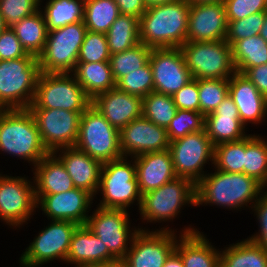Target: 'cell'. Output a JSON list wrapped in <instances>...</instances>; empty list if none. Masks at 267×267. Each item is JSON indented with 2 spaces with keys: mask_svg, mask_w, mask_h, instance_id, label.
<instances>
[{
  "mask_svg": "<svg viewBox=\"0 0 267 267\" xmlns=\"http://www.w3.org/2000/svg\"><path fill=\"white\" fill-rule=\"evenodd\" d=\"M96 267H130L124 258H116Z\"/></svg>",
  "mask_w": 267,
  "mask_h": 267,
  "instance_id": "cell-53",
  "label": "cell"
},
{
  "mask_svg": "<svg viewBox=\"0 0 267 267\" xmlns=\"http://www.w3.org/2000/svg\"><path fill=\"white\" fill-rule=\"evenodd\" d=\"M116 87L128 94L137 95L141 98L154 91L152 67L148 62L144 67L122 77Z\"/></svg>",
  "mask_w": 267,
  "mask_h": 267,
  "instance_id": "cell-43",
  "label": "cell"
},
{
  "mask_svg": "<svg viewBox=\"0 0 267 267\" xmlns=\"http://www.w3.org/2000/svg\"><path fill=\"white\" fill-rule=\"evenodd\" d=\"M220 251V267H267V252L252 240L244 239Z\"/></svg>",
  "mask_w": 267,
  "mask_h": 267,
  "instance_id": "cell-31",
  "label": "cell"
},
{
  "mask_svg": "<svg viewBox=\"0 0 267 267\" xmlns=\"http://www.w3.org/2000/svg\"><path fill=\"white\" fill-rule=\"evenodd\" d=\"M228 20L224 2L190 4L187 42H213L226 39Z\"/></svg>",
  "mask_w": 267,
  "mask_h": 267,
  "instance_id": "cell-19",
  "label": "cell"
},
{
  "mask_svg": "<svg viewBox=\"0 0 267 267\" xmlns=\"http://www.w3.org/2000/svg\"><path fill=\"white\" fill-rule=\"evenodd\" d=\"M177 0H143L146 8L162 5V4H167L171 2H175Z\"/></svg>",
  "mask_w": 267,
  "mask_h": 267,
  "instance_id": "cell-54",
  "label": "cell"
},
{
  "mask_svg": "<svg viewBox=\"0 0 267 267\" xmlns=\"http://www.w3.org/2000/svg\"><path fill=\"white\" fill-rule=\"evenodd\" d=\"M35 197L36 208H41L49 220L70 221L78 225H86L94 200L90 193L79 188L58 194H35Z\"/></svg>",
  "mask_w": 267,
  "mask_h": 267,
  "instance_id": "cell-18",
  "label": "cell"
},
{
  "mask_svg": "<svg viewBox=\"0 0 267 267\" xmlns=\"http://www.w3.org/2000/svg\"><path fill=\"white\" fill-rule=\"evenodd\" d=\"M190 4L203 3V2H224L225 0H187Z\"/></svg>",
  "mask_w": 267,
  "mask_h": 267,
  "instance_id": "cell-56",
  "label": "cell"
},
{
  "mask_svg": "<svg viewBox=\"0 0 267 267\" xmlns=\"http://www.w3.org/2000/svg\"><path fill=\"white\" fill-rule=\"evenodd\" d=\"M231 48L233 63L238 73L267 63V42L260 35L238 40Z\"/></svg>",
  "mask_w": 267,
  "mask_h": 267,
  "instance_id": "cell-34",
  "label": "cell"
},
{
  "mask_svg": "<svg viewBox=\"0 0 267 267\" xmlns=\"http://www.w3.org/2000/svg\"><path fill=\"white\" fill-rule=\"evenodd\" d=\"M86 32L87 28L83 21L48 30L44 49L37 57L40 71L72 73Z\"/></svg>",
  "mask_w": 267,
  "mask_h": 267,
  "instance_id": "cell-7",
  "label": "cell"
},
{
  "mask_svg": "<svg viewBox=\"0 0 267 267\" xmlns=\"http://www.w3.org/2000/svg\"><path fill=\"white\" fill-rule=\"evenodd\" d=\"M32 184L26 177L0 174V219L11 228L26 224L36 210Z\"/></svg>",
  "mask_w": 267,
  "mask_h": 267,
  "instance_id": "cell-14",
  "label": "cell"
},
{
  "mask_svg": "<svg viewBox=\"0 0 267 267\" xmlns=\"http://www.w3.org/2000/svg\"><path fill=\"white\" fill-rule=\"evenodd\" d=\"M53 154L58 156L57 158L64 165L75 188L83 189L93 197L98 194L102 168V163L99 160L75 147L61 148L54 151Z\"/></svg>",
  "mask_w": 267,
  "mask_h": 267,
  "instance_id": "cell-23",
  "label": "cell"
},
{
  "mask_svg": "<svg viewBox=\"0 0 267 267\" xmlns=\"http://www.w3.org/2000/svg\"><path fill=\"white\" fill-rule=\"evenodd\" d=\"M110 57L105 33L87 30L80 47L77 63L109 61Z\"/></svg>",
  "mask_w": 267,
  "mask_h": 267,
  "instance_id": "cell-42",
  "label": "cell"
},
{
  "mask_svg": "<svg viewBox=\"0 0 267 267\" xmlns=\"http://www.w3.org/2000/svg\"><path fill=\"white\" fill-rule=\"evenodd\" d=\"M152 49L143 43L111 55L109 63L116 83L129 73L144 67L149 62Z\"/></svg>",
  "mask_w": 267,
  "mask_h": 267,
  "instance_id": "cell-37",
  "label": "cell"
},
{
  "mask_svg": "<svg viewBox=\"0 0 267 267\" xmlns=\"http://www.w3.org/2000/svg\"><path fill=\"white\" fill-rule=\"evenodd\" d=\"M200 113L204 116L214 112L229 95L228 79H198Z\"/></svg>",
  "mask_w": 267,
  "mask_h": 267,
  "instance_id": "cell-40",
  "label": "cell"
},
{
  "mask_svg": "<svg viewBox=\"0 0 267 267\" xmlns=\"http://www.w3.org/2000/svg\"><path fill=\"white\" fill-rule=\"evenodd\" d=\"M184 228L180 231L175 247L184 267H220L219 249L213 247L209 239L196 228Z\"/></svg>",
  "mask_w": 267,
  "mask_h": 267,
  "instance_id": "cell-27",
  "label": "cell"
},
{
  "mask_svg": "<svg viewBox=\"0 0 267 267\" xmlns=\"http://www.w3.org/2000/svg\"><path fill=\"white\" fill-rule=\"evenodd\" d=\"M190 3L187 0L148 8L139 18L140 43L153 48H180L187 39Z\"/></svg>",
  "mask_w": 267,
  "mask_h": 267,
  "instance_id": "cell-2",
  "label": "cell"
},
{
  "mask_svg": "<svg viewBox=\"0 0 267 267\" xmlns=\"http://www.w3.org/2000/svg\"><path fill=\"white\" fill-rule=\"evenodd\" d=\"M263 138L255 134L244 138L243 173L256 179L267 190V141Z\"/></svg>",
  "mask_w": 267,
  "mask_h": 267,
  "instance_id": "cell-33",
  "label": "cell"
},
{
  "mask_svg": "<svg viewBox=\"0 0 267 267\" xmlns=\"http://www.w3.org/2000/svg\"><path fill=\"white\" fill-rule=\"evenodd\" d=\"M116 258L87 225H78L71 237L66 262L75 267H96Z\"/></svg>",
  "mask_w": 267,
  "mask_h": 267,
  "instance_id": "cell-26",
  "label": "cell"
},
{
  "mask_svg": "<svg viewBox=\"0 0 267 267\" xmlns=\"http://www.w3.org/2000/svg\"><path fill=\"white\" fill-rule=\"evenodd\" d=\"M11 29L15 32L26 52L38 57L44 49L48 35L47 25L41 10L39 9L14 23Z\"/></svg>",
  "mask_w": 267,
  "mask_h": 267,
  "instance_id": "cell-30",
  "label": "cell"
},
{
  "mask_svg": "<svg viewBox=\"0 0 267 267\" xmlns=\"http://www.w3.org/2000/svg\"><path fill=\"white\" fill-rule=\"evenodd\" d=\"M92 100L72 73L41 72L29 109H63L84 112Z\"/></svg>",
  "mask_w": 267,
  "mask_h": 267,
  "instance_id": "cell-6",
  "label": "cell"
},
{
  "mask_svg": "<svg viewBox=\"0 0 267 267\" xmlns=\"http://www.w3.org/2000/svg\"><path fill=\"white\" fill-rule=\"evenodd\" d=\"M130 159L132 160L121 157L102 164L98 192L103 195L99 207L129 210L131 204L137 200L140 208L142 194L136 177L134 158Z\"/></svg>",
  "mask_w": 267,
  "mask_h": 267,
  "instance_id": "cell-5",
  "label": "cell"
},
{
  "mask_svg": "<svg viewBox=\"0 0 267 267\" xmlns=\"http://www.w3.org/2000/svg\"><path fill=\"white\" fill-rule=\"evenodd\" d=\"M176 111L171 95L152 91L142 98V116L160 127L167 128Z\"/></svg>",
  "mask_w": 267,
  "mask_h": 267,
  "instance_id": "cell-38",
  "label": "cell"
},
{
  "mask_svg": "<svg viewBox=\"0 0 267 267\" xmlns=\"http://www.w3.org/2000/svg\"><path fill=\"white\" fill-rule=\"evenodd\" d=\"M77 226L70 221L51 220L21 254L20 267H39L56 259L65 262Z\"/></svg>",
  "mask_w": 267,
  "mask_h": 267,
  "instance_id": "cell-12",
  "label": "cell"
},
{
  "mask_svg": "<svg viewBox=\"0 0 267 267\" xmlns=\"http://www.w3.org/2000/svg\"><path fill=\"white\" fill-rule=\"evenodd\" d=\"M74 147L102 164L123 157L119 146V130L92 104L81 114Z\"/></svg>",
  "mask_w": 267,
  "mask_h": 267,
  "instance_id": "cell-9",
  "label": "cell"
},
{
  "mask_svg": "<svg viewBox=\"0 0 267 267\" xmlns=\"http://www.w3.org/2000/svg\"><path fill=\"white\" fill-rule=\"evenodd\" d=\"M266 11L251 14L239 20H228L226 41L232 46L236 41L260 34Z\"/></svg>",
  "mask_w": 267,
  "mask_h": 267,
  "instance_id": "cell-44",
  "label": "cell"
},
{
  "mask_svg": "<svg viewBox=\"0 0 267 267\" xmlns=\"http://www.w3.org/2000/svg\"><path fill=\"white\" fill-rule=\"evenodd\" d=\"M85 0H49L43 7L47 29L54 30L83 21Z\"/></svg>",
  "mask_w": 267,
  "mask_h": 267,
  "instance_id": "cell-35",
  "label": "cell"
},
{
  "mask_svg": "<svg viewBox=\"0 0 267 267\" xmlns=\"http://www.w3.org/2000/svg\"><path fill=\"white\" fill-rule=\"evenodd\" d=\"M177 109L200 112L198 79H192L172 95Z\"/></svg>",
  "mask_w": 267,
  "mask_h": 267,
  "instance_id": "cell-47",
  "label": "cell"
},
{
  "mask_svg": "<svg viewBox=\"0 0 267 267\" xmlns=\"http://www.w3.org/2000/svg\"><path fill=\"white\" fill-rule=\"evenodd\" d=\"M163 267H184L181 256L174 250L166 259Z\"/></svg>",
  "mask_w": 267,
  "mask_h": 267,
  "instance_id": "cell-52",
  "label": "cell"
},
{
  "mask_svg": "<svg viewBox=\"0 0 267 267\" xmlns=\"http://www.w3.org/2000/svg\"><path fill=\"white\" fill-rule=\"evenodd\" d=\"M133 158L139 190L142 195L177 177L169 149L147 152Z\"/></svg>",
  "mask_w": 267,
  "mask_h": 267,
  "instance_id": "cell-25",
  "label": "cell"
},
{
  "mask_svg": "<svg viewBox=\"0 0 267 267\" xmlns=\"http://www.w3.org/2000/svg\"><path fill=\"white\" fill-rule=\"evenodd\" d=\"M125 209L97 207L92 215L90 214L86 225L101 239L115 258H125L128 246L133 240L139 228H131L130 214ZM130 228L132 230H130ZM134 231V232H133ZM129 243V245H128Z\"/></svg>",
  "mask_w": 267,
  "mask_h": 267,
  "instance_id": "cell-13",
  "label": "cell"
},
{
  "mask_svg": "<svg viewBox=\"0 0 267 267\" xmlns=\"http://www.w3.org/2000/svg\"><path fill=\"white\" fill-rule=\"evenodd\" d=\"M29 110L37 123L42 143L49 153L75 146L83 112H71L63 109Z\"/></svg>",
  "mask_w": 267,
  "mask_h": 267,
  "instance_id": "cell-16",
  "label": "cell"
},
{
  "mask_svg": "<svg viewBox=\"0 0 267 267\" xmlns=\"http://www.w3.org/2000/svg\"><path fill=\"white\" fill-rule=\"evenodd\" d=\"M111 55L131 49L140 43L139 19L120 14L105 33Z\"/></svg>",
  "mask_w": 267,
  "mask_h": 267,
  "instance_id": "cell-32",
  "label": "cell"
},
{
  "mask_svg": "<svg viewBox=\"0 0 267 267\" xmlns=\"http://www.w3.org/2000/svg\"><path fill=\"white\" fill-rule=\"evenodd\" d=\"M0 150L33 166L49 154L29 108L0 110Z\"/></svg>",
  "mask_w": 267,
  "mask_h": 267,
  "instance_id": "cell-3",
  "label": "cell"
},
{
  "mask_svg": "<svg viewBox=\"0 0 267 267\" xmlns=\"http://www.w3.org/2000/svg\"><path fill=\"white\" fill-rule=\"evenodd\" d=\"M266 188L253 177L244 173H229L215 169L205 174L195 185L196 206L217 205L238 210L250 207L259 199ZM252 204V205H251Z\"/></svg>",
  "mask_w": 267,
  "mask_h": 267,
  "instance_id": "cell-1",
  "label": "cell"
},
{
  "mask_svg": "<svg viewBox=\"0 0 267 267\" xmlns=\"http://www.w3.org/2000/svg\"><path fill=\"white\" fill-rule=\"evenodd\" d=\"M259 222V232L249 237V240L259 244L267 252V191L263 192L252 206Z\"/></svg>",
  "mask_w": 267,
  "mask_h": 267,
  "instance_id": "cell-49",
  "label": "cell"
},
{
  "mask_svg": "<svg viewBox=\"0 0 267 267\" xmlns=\"http://www.w3.org/2000/svg\"><path fill=\"white\" fill-rule=\"evenodd\" d=\"M119 15L114 0H85L83 22L89 31L106 33Z\"/></svg>",
  "mask_w": 267,
  "mask_h": 267,
  "instance_id": "cell-36",
  "label": "cell"
},
{
  "mask_svg": "<svg viewBox=\"0 0 267 267\" xmlns=\"http://www.w3.org/2000/svg\"><path fill=\"white\" fill-rule=\"evenodd\" d=\"M214 148L206 130L189 133L170 142L169 151L177 177L190 179L195 185L204 177L207 162H214Z\"/></svg>",
  "mask_w": 267,
  "mask_h": 267,
  "instance_id": "cell-11",
  "label": "cell"
},
{
  "mask_svg": "<svg viewBox=\"0 0 267 267\" xmlns=\"http://www.w3.org/2000/svg\"><path fill=\"white\" fill-rule=\"evenodd\" d=\"M149 63L155 92L172 96L193 79L180 48H153Z\"/></svg>",
  "mask_w": 267,
  "mask_h": 267,
  "instance_id": "cell-17",
  "label": "cell"
},
{
  "mask_svg": "<svg viewBox=\"0 0 267 267\" xmlns=\"http://www.w3.org/2000/svg\"><path fill=\"white\" fill-rule=\"evenodd\" d=\"M229 96L238 108L241 122L259 124L267 117V98L242 73L235 72L229 79Z\"/></svg>",
  "mask_w": 267,
  "mask_h": 267,
  "instance_id": "cell-24",
  "label": "cell"
},
{
  "mask_svg": "<svg viewBox=\"0 0 267 267\" xmlns=\"http://www.w3.org/2000/svg\"><path fill=\"white\" fill-rule=\"evenodd\" d=\"M37 57L0 60V110L26 109L32 104L40 76Z\"/></svg>",
  "mask_w": 267,
  "mask_h": 267,
  "instance_id": "cell-4",
  "label": "cell"
},
{
  "mask_svg": "<svg viewBox=\"0 0 267 267\" xmlns=\"http://www.w3.org/2000/svg\"><path fill=\"white\" fill-rule=\"evenodd\" d=\"M194 79H230L236 72L232 48L226 40L185 42L180 47Z\"/></svg>",
  "mask_w": 267,
  "mask_h": 267,
  "instance_id": "cell-10",
  "label": "cell"
},
{
  "mask_svg": "<svg viewBox=\"0 0 267 267\" xmlns=\"http://www.w3.org/2000/svg\"><path fill=\"white\" fill-rule=\"evenodd\" d=\"M205 116L196 111L177 109L166 131L170 142L185 137L189 133L204 130Z\"/></svg>",
  "mask_w": 267,
  "mask_h": 267,
  "instance_id": "cell-41",
  "label": "cell"
},
{
  "mask_svg": "<svg viewBox=\"0 0 267 267\" xmlns=\"http://www.w3.org/2000/svg\"><path fill=\"white\" fill-rule=\"evenodd\" d=\"M177 239L175 230L167 226L155 231L140 227L124 259L130 267H163Z\"/></svg>",
  "mask_w": 267,
  "mask_h": 267,
  "instance_id": "cell-15",
  "label": "cell"
},
{
  "mask_svg": "<svg viewBox=\"0 0 267 267\" xmlns=\"http://www.w3.org/2000/svg\"><path fill=\"white\" fill-rule=\"evenodd\" d=\"M32 169L35 194H58L75 188L64 165L53 153L46 155Z\"/></svg>",
  "mask_w": 267,
  "mask_h": 267,
  "instance_id": "cell-28",
  "label": "cell"
},
{
  "mask_svg": "<svg viewBox=\"0 0 267 267\" xmlns=\"http://www.w3.org/2000/svg\"><path fill=\"white\" fill-rule=\"evenodd\" d=\"M245 127L240 120L238 108L229 95L214 112L205 116L204 129L214 146L249 136L245 133Z\"/></svg>",
  "mask_w": 267,
  "mask_h": 267,
  "instance_id": "cell-22",
  "label": "cell"
},
{
  "mask_svg": "<svg viewBox=\"0 0 267 267\" xmlns=\"http://www.w3.org/2000/svg\"><path fill=\"white\" fill-rule=\"evenodd\" d=\"M72 73L91 100L116 87L109 61L77 63Z\"/></svg>",
  "mask_w": 267,
  "mask_h": 267,
  "instance_id": "cell-29",
  "label": "cell"
},
{
  "mask_svg": "<svg viewBox=\"0 0 267 267\" xmlns=\"http://www.w3.org/2000/svg\"><path fill=\"white\" fill-rule=\"evenodd\" d=\"M28 53L11 27H6L0 34V60L25 57Z\"/></svg>",
  "mask_w": 267,
  "mask_h": 267,
  "instance_id": "cell-48",
  "label": "cell"
},
{
  "mask_svg": "<svg viewBox=\"0 0 267 267\" xmlns=\"http://www.w3.org/2000/svg\"><path fill=\"white\" fill-rule=\"evenodd\" d=\"M244 139L225 142L214 148V168L223 172L243 173Z\"/></svg>",
  "mask_w": 267,
  "mask_h": 267,
  "instance_id": "cell-39",
  "label": "cell"
},
{
  "mask_svg": "<svg viewBox=\"0 0 267 267\" xmlns=\"http://www.w3.org/2000/svg\"><path fill=\"white\" fill-rule=\"evenodd\" d=\"M118 5L119 13L132 15L138 19L147 10L143 0H114Z\"/></svg>",
  "mask_w": 267,
  "mask_h": 267,
  "instance_id": "cell-51",
  "label": "cell"
},
{
  "mask_svg": "<svg viewBox=\"0 0 267 267\" xmlns=\"http://www.w3.org/2000/svg\"><path fill=\"white\" fill-rule=\"evenodd\" d=\"M227 20H239L251 14L267 11L266 0H225Z\"/></svg>",
  "mask_w": 267,
  "mask_h": 267,
  "instance_id": "cell-46",
  "label": "cell"
},
{
  "mask_svg": "<svg viewBox=\"0 0 267 267\" xmlns=\"http://www.w3.org/2000/svg\"><path fill=\"white\" fill-rule=\"evenodd\" d=\"M242 74L267 98V63L247 68Z\"/></svg>",
  "mask_w": 267,
  "mask_h": 267,
  "instance_id": "cell-50",
  "label": "cell"
},
{
  "mask_svg": "<svg viewBox=\"0 0 267 267\" xmlns=\"http://www.w3.org/2000/svg\"><path fill=\"white\" fill-rule=\"evenodd\" d=\"M196 206L195 184L187 178L176 177L163 186L142 195L139 213L147 222L173 221L182 207ZM184 205V206H183Z\"/></svg>",
  "mask_w": 267,
  "mask_h": 267,
  "instance_id": "cell-8",
  "label": "cell"
},
{
  "mask_svg": "<svg viewBox=\"0 0 267 267\" xmlns=\"http://www.w3.org/2000/svg\"><path fill=\"white\" fill-rule=\"evenodd\" d=\"M166 128L141 116L119 130V146L123 157L131 158L147 152L169 148Z\"/></svg>",
  "mask_w": 267,
  "mask_h": 267,
  "instance_id": "cell-20",
  "label": "cell"
},
{
  "mask_svg": "<svg viewBox=\"0 0 267 267\" xmlns=\"http://www.w3.org/2000/svg\"><path fill=\"white\" fill-rule=\"evenodd\" d=\"M92 105L118 130L142 116V98L117 87L97 95Z\"/></svg>",
  "mask_w": 267,
  "mask_h": 267,
  "instance_id": "cell-21",
  "label": "cell"
},
{
  "mask_svg": "<svg viewBox=\"0 0 267 267\" xmlns=\"http://www.w3.org/2000/svg\"><path fill=\"white\" fill-rule=\"evenodd\" d=\"M41 0H0V14L7 27L41 8Z\"/></svg>",
  "mask_w": 267,
  "mask_h": 267,
  "instance_id": "cell-45",
  "label": "cell"
},
{
  "mask_svg": "<svg viewBox=\"0 0 267 267\" xmlns=\"http://www.w3.org/2000/svg\"><path fill=\"white\" fill-rule=\"evenodd\" d=\"M262 38L265 39V41L267 42V11H266V15L264 18V22H263V26L261 27V31L259 34Z\"/></svg>",
  "mask_w": 267,
  "mask_h": 267,
  "instance_id": "cell-55",
  "label": "cell"
},
{
  "mask_svg": "<svg viewBox=\"0 0 267 267\" xmlns=\"http://www.w3.org/2000/svg\"><path fill=\"white\" fill-rule=\"evenodd\" d=\"M6 27L7 26L5 25V23L3 21V18H2L1 14H0V34Z\"/></svg>",
  "mask_w": 267,
  "mask_h": 267,
  "instance_id": "cell-57",
  "label": "cell"
}]
</instances>
